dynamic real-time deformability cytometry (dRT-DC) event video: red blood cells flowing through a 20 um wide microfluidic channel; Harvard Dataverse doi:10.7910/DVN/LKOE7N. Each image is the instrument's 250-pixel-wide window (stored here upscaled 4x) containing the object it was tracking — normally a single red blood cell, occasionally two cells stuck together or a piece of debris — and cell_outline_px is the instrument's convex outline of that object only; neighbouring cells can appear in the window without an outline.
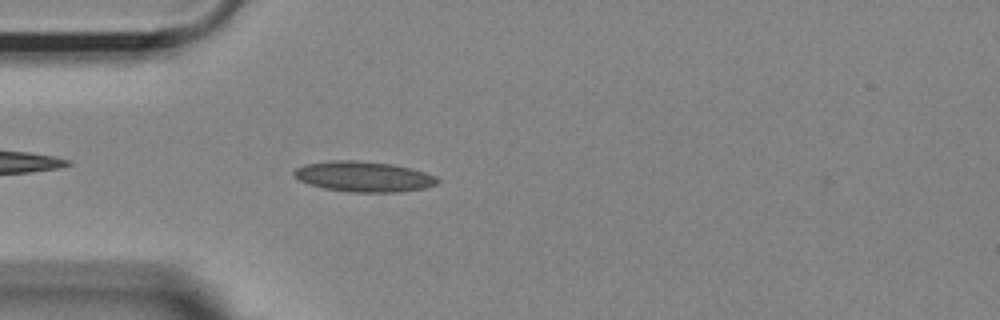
{"species": "Egyptian fruit bat (a non-hibernating species)", "species_latin": "Rousettus aegyptiacus", "temperature_condition": "room temperature", "stored_images_in_passage": 44, "camera_frame_rate_fps": 3000, "um_per_image_px": 0.085, "animal": {"sex": "female"}, "frame": {"image": 1, "passage_image": 5, "time_ms": 1.333, "image_size_px": [1000, 320], "cell_outline_px": [[440, 180], [436, 184], [424, 188], [400, 192], [352, 192], [324, 188], [308, 184], [292, 176], [292, 172], [296, 168], [304, 164], [332, 160], [356, 160], [392, 164], [412, 168], [436, 176]], "centroid_in_image_um": [30.89, 15.0], "position_along_channel_um": 54.1, "area_um2": 25.55}}
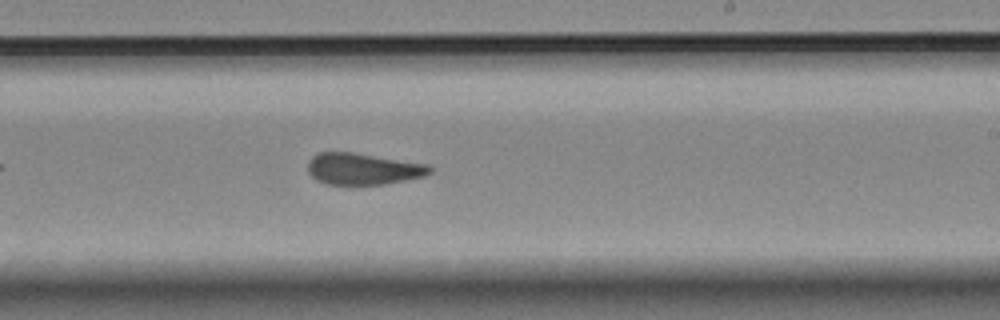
{"frame": {"image": 2, "passage_image": 22, "time_ms": 7.0, "image_size_px": [1000, 320], "cell_outline_px": [[432, 172], [424, 176], [384, 184], [324, 184], [316, 180], [308, 172], [308, 160], [316, 152], [352, 152], [428, 164], [432, 168]], "centroid_in_image_um": [30.82, 14.35], "position_along_channel_um": 258.2, "area_um2": 22.43}}
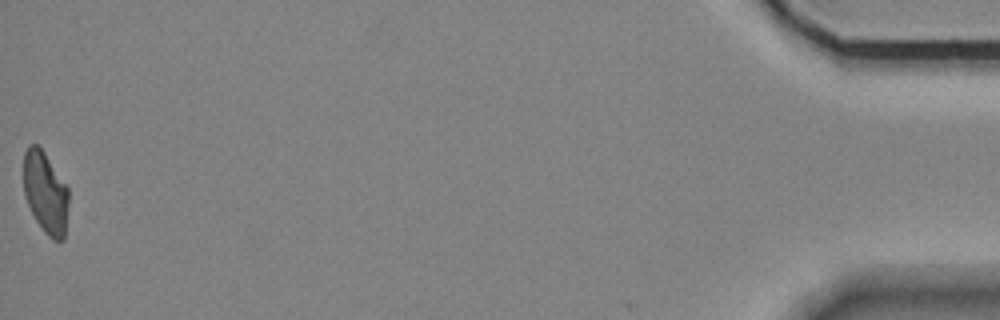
{"frame": {"image": 3, "passage_image": 44, "time_ms": 14.333, "image_size_px": [1000, 320], "cell_outline_px": [[68, 204], [64, 240], [52, 240], [44, 232], [36, 220], [24, 196], [24, 152], [28, 144], [36, 144], [44, 152], [68, 188]], "centroid_in_image_um": [3.86, 16.38], "position_along_channel_um": 431.3, "area_um2": 21.33}, "authors_computed_cell_mechanics": {"area_um2": 22.9177, "velocity_mm_per_s": 3.6877, "shape_relaxation_time_tau1_ms": null, "shape_relaxation_time_tau2_ms": 2.2003, "deformation_change_tau1": null, "deformation_change_tau2": 0.0968}}